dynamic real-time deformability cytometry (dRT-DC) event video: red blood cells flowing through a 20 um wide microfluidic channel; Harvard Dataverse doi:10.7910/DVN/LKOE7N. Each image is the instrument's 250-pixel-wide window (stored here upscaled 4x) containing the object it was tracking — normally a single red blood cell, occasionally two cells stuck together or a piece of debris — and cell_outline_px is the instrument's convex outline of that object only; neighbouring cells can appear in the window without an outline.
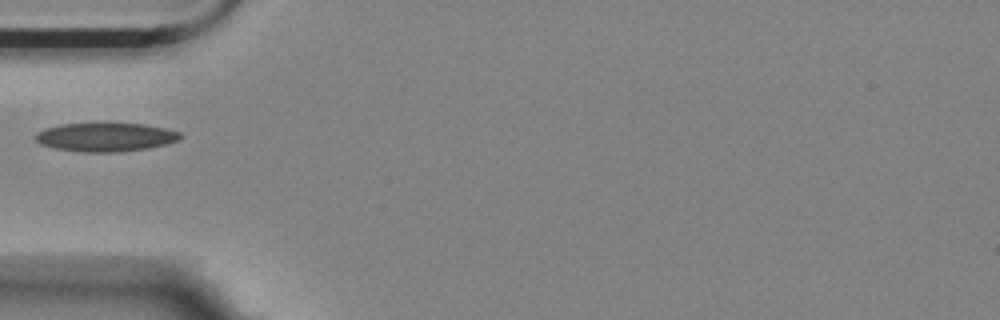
{"species": "Egyptian fruit bat (a non-hibernating species)", "species_latin": "Rousettus aegyptiacus", "temperature_condition": "room temperature", "stored_images_in_passage": 29, "camera_frame_rate_fps": 3000, "um_per_image_px": 0.085, "animal": {"sex": "female"}, "frame": {"image": 1, "passage_image": 1, "time_ms": 0.0, "image_size_px": [1000, 320], "cell_outline_px": [[184, 136], [180, 140], [148, 148], [120, 152], [84, 152], [56, 148], [40, 144], [36, 140], [36, 132], [44, 128], [60, 124], [144, 124], [168, 128], [180, 132]], "centroid_in_image_um": [9.01, 11.65], "position_along_channel_um": 76.0, "area_um2": 24.16}}
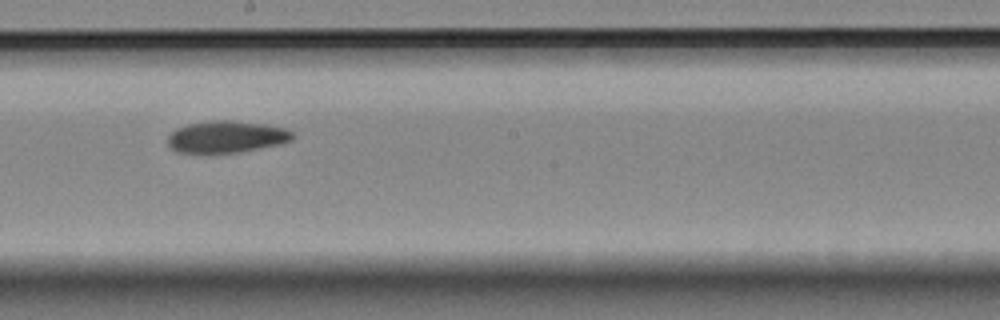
{"frame": {"image": 2, "passage_image": 14, "time_ms": 4.333, "image_size_px": [1000, 320], "cell_outline_px": [[296, 136], [292, 140], [276, 144], [240, 152], [176, 152], [168, 144], [168, 136], [176, 128], [188, 124], [212, 120], [232, 120], [264, 124], [284, 128], [292, 132]], "centroid_in_image_um": [19.24, 11.61], "position_along_channel_um": 229.0, "area_um2": 22.89}}
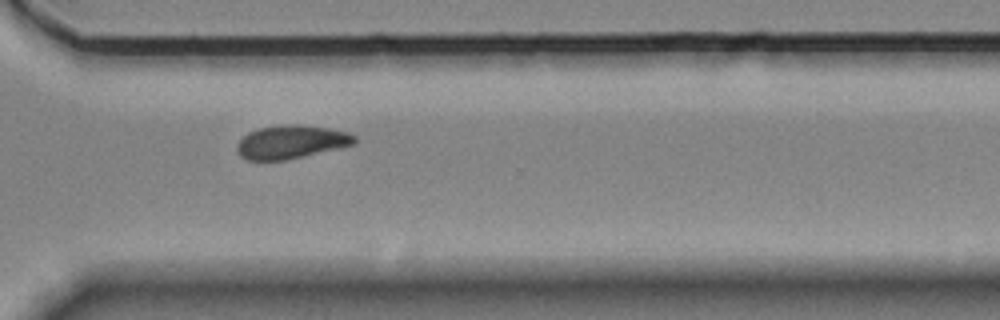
{"frame": {"image": 3, "passage_image": 24, "time_ms": 7.667, "image_size_px": [1000, 320], "cell_outline_px": [[356, 144], [284, 160], [248, 160], [240, 156], [236, 152], [236, 144], [248, 132], [260, 128], [288, 124], [300, 124], [328, 128], [348, 132], [356, 136]], "centroid_in_image_um": [24.74, 12.06], "position_along_channel_um": 345.9, "area_um2": 22.77}}